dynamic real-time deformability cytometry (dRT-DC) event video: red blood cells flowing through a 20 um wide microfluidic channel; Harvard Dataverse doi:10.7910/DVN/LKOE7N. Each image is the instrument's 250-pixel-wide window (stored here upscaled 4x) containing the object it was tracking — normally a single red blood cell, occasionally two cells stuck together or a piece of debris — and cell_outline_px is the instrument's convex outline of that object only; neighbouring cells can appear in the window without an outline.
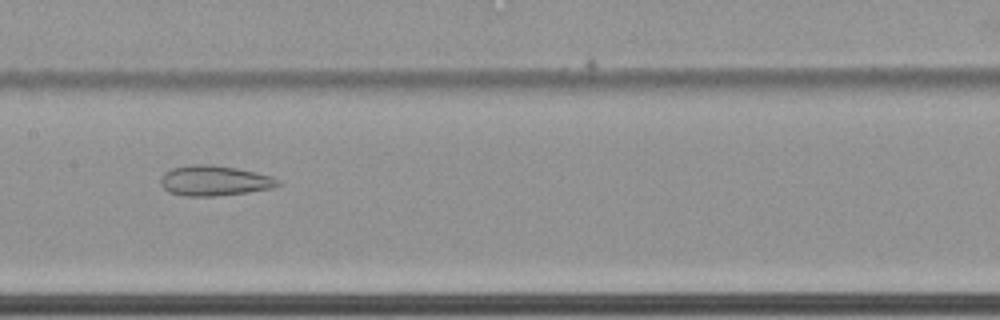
{"species": "common noctule bat (a hibernating species)", "species_latin": "Nyctalus noctula", "temperature_condition": "cold", "stored_images_in_passage": 59, "camera_frame_rate_fps": 3000, "um_per_image_px": 0.085, "animal": {"sex": "female", "body_mass_g": 22.7, "forearm_length_mm": 54.2}, "frame": {"image": 1, "passage_image": 31, "time_ms": 10.0, "image_size_px": [1000, 320], "cell_outline_px": [[280, 184], [276, 188], [248, 192], [216, 196], [184, 196], [168, 192], [160, 184], [160, 180], [164, 172], [172, 168], [188, 164], [212, 164], [236, 168], [272, 176], [280, 180]], "centroid_in_image_um": [18.22, 15.35], "position_along_channel_um": 189.2, "area_um2": 20.92}}
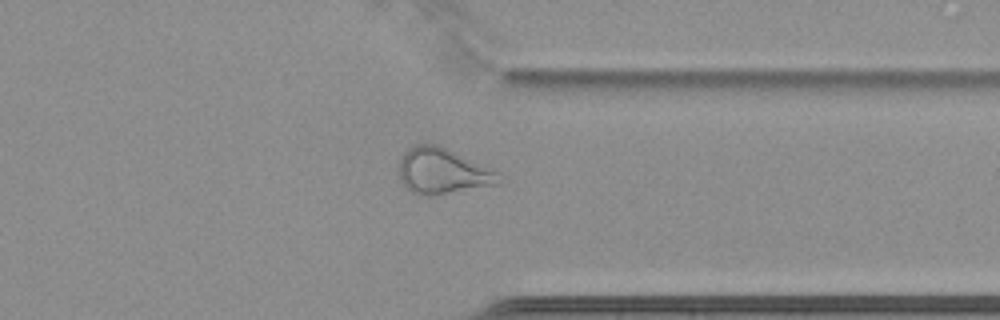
{"frame": {"image": 2, "passage_image": 47, "time_ms": 15.333, "image_size_px": [1000, 320], "cell_outline_px": [[508, 180], [500, 184], [432, 196], [424, 196], [412, 192], [400, 180], [400, 156], [412, 144], [436, 144], [492, 168], [500, 172]], "centroid_in_image_um": [37.7, 14.56], "position_along_channel_um": 373.7, "area_um2": 27.05}}
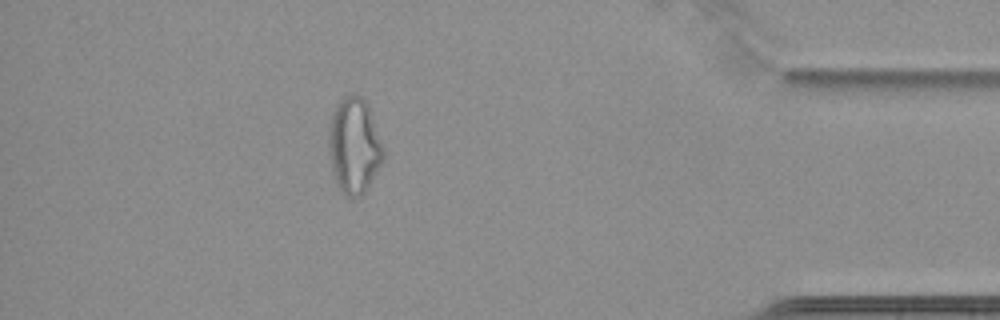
{"frame": {"image": 3, "passage_image": 53, "time_ms": 17.333, "image_size_px": [1000, 320], "cell_outline_px": [[384, 160], [364, 192], [360, 196], [344, 196], [336, 184], [332, 172], [328, 152], [328, 128], [332, 112], [336, 104], [344, 96], [352, 92], [360, 96], [368, 104], [384, 148]], "centroid_in_image_um": [30.08, 12.36], "position_along_channel_um": 405.1, "area_um2": 30.92}, "authors_computed_cell_mechanics": {"area_um2": 29.1312, "velocity_mm_per_s": 3.4638, "shape_relaxation_time_tau1_ms": null, "shape_relaxation_time_tau2_ms": 2.8591, "deformation_change_tau1": null, "deformation_change_tau2": 0.1114}}